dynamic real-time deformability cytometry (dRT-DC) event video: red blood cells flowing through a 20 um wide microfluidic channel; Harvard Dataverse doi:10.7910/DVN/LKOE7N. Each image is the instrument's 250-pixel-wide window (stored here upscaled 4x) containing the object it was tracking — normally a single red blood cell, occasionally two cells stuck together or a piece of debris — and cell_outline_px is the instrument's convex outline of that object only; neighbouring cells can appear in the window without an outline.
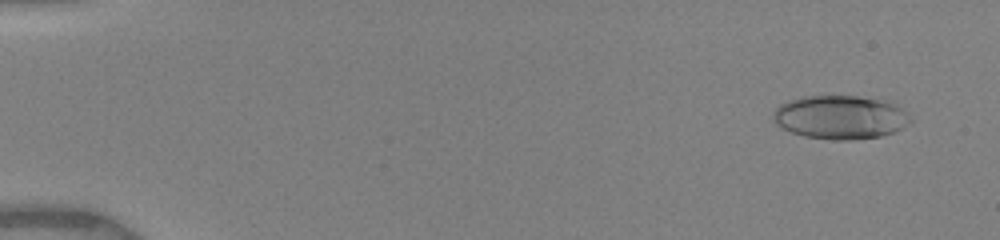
{"species": "human", "species_latin": "Homo sapiens", "temperature_condition": "warm", "stored_images_in_passage": 18, "camera_frame_rate_fps": 3000, "um_per_image_px": 0.085, "donor": {"sex": "female"}, "frame": {"image": 1, "passage_image": 3, "time_ms": 1.0, "image_size_px": [1000, 240], "cell_outline_px": [[912, 120], [904, 128], [896, 132], [880, 136], [848, 140], [832, 140], [804, 136], [792, 132], [776, 124], [772, 120], [772, 112], [780, 104], [788, 100], [804, 96], [856, 96], [896, 100], [908, 112]], "centroid_in_image_um": [71.51, 9.94], "position_along_channel_um": 13.5, "area_um2": 35.72}}
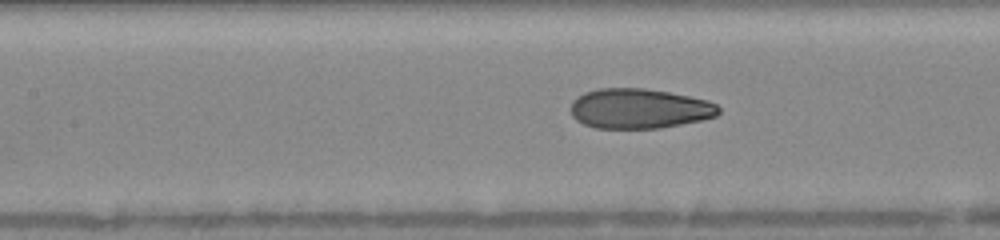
{"frame": {"image": 2, "passage_image": 14, "time_ms": 8.0, "image_size_px": [1000, 240], "cell_outline_px": [[720, 112], [716, 116], [700, 120], [660, 128], [596, 128], [584, 124], [576, 120], [572, 116], [568, 108], [572, 100], [576, 96], [584, 92], [600, 88], [644, 88], [668, 92], [708, 100], [716, 104], [720, 108]], "centroid_in_image_um": [54.28, 9.22], "position_along_channel_um": 153.1, "area_um2": 34.62}}
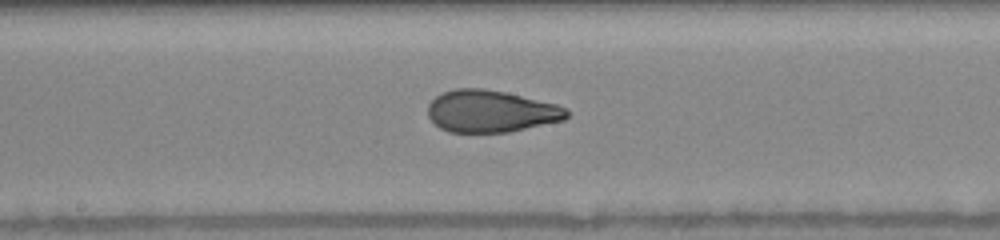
{"frame": {"image": 3, "passage_image": 17, "time_ms": 9.333, "image_size_px": [1000, 240], "cell_outline_px": [[568, 116], [564, 120], [508, 132], [448, 132], [440, 128], [428, 116], [428, 104], [436, 96], [444, 92], [456, 88], [484, 88], [504, 92], [556, 104], [568, 108]], "centroid_in_image_um": [41.72, 9.46], "position_along_channel_um": 206.5, "area_um2": 33.87}}